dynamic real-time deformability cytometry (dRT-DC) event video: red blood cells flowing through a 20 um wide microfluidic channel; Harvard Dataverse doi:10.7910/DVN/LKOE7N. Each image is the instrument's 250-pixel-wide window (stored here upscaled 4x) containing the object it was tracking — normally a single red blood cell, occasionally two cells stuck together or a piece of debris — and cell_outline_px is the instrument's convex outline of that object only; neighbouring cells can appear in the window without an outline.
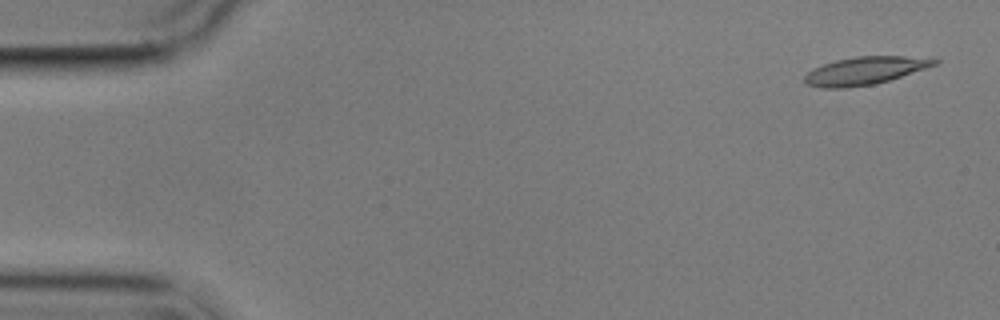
{"species": "common noctule bat (a hibernating species)", "species_latin": "Nyctalus noctula", "temperature_condition": "cold", "stored_images_in_passage": 4, "camera_frame_rate_fps": 3000, "um_per_image_px": 0.085, "animal": {"sex": "male", "body_mass_g": 17.9}, "frame": {"image": 1, "passage_image": 1, "time_ms": 0.0, "image_size_px": [1000, 320], "cell_outline_px": [[940, 60], [936, 64], [888, 80], [872, 84], [844, 88], [824, 88], [808, 84], [804, 80], [804, 76], [808, 72], [824, 64], [836, 60], [856, 56], [904, 56]], "centroid_in_image_um": [73.47, 6.0], "position_along_channel_um": 11.5, "area_um2": 20.4}}
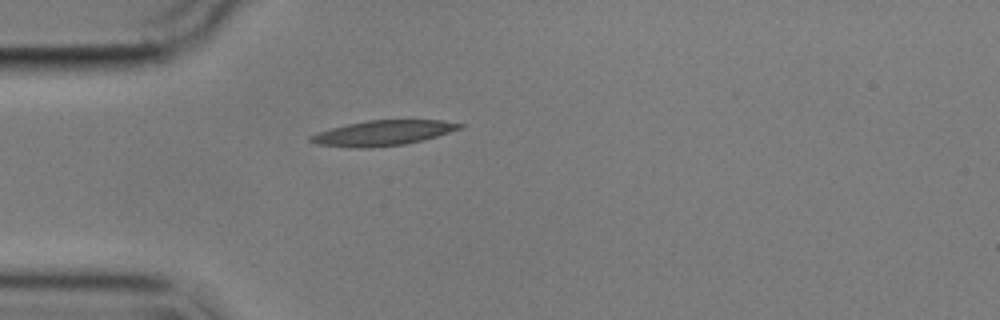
{"frame": {"image": 2, "passage_image": 4, "time_ms": 4.333, "image_size_px": [1000, 320], "cell_outline_px": [[464, 128], [436, 136], [404, 144], [368, 148], [356, 148], [316, 144], [308, 140], [308, 136], [316, 132], [348, 124], [368, 120], [440, 120], [464, 124]], "centroid_in_image_um": [32.52, 11.3], "position_along_channel_um": 52.5, "area_um2": 21.73}}